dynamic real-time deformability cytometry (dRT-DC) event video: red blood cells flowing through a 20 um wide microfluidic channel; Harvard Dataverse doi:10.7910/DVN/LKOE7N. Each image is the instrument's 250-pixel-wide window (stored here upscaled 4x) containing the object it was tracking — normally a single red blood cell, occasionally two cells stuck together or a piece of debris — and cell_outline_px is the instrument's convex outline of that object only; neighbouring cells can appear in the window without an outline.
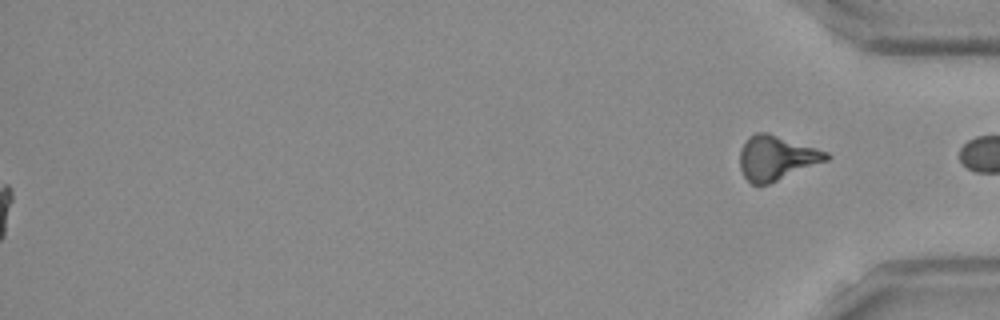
{"species": "Egyptian fruit bat (a non-hibernating species)", "species_latin": "Rousettus aegyptiacus", "temperature_condition": "room temperature", "stored_images_in_passage": 41, "segment_of_instrument_passage": [2, 2], "camera_frame_rate_fps": 3000, "um_per_image_px": 0.085, "frame": {"image": 1, "passage_image": 41, "time_ms": 13.333, "image_size_px": [1000, 320], "cell_outline_px": [[832, 156], [828, 160], [768, 184], [752, 184], [744, 176], [740, 168], [740, 152], [744, 144], [756, 132], [768, 132], [828, 152]], "centroid_in_image_um": [66.02, 13.42], "position_along_channel_um": 369.2, "area_um2": 22.08}}